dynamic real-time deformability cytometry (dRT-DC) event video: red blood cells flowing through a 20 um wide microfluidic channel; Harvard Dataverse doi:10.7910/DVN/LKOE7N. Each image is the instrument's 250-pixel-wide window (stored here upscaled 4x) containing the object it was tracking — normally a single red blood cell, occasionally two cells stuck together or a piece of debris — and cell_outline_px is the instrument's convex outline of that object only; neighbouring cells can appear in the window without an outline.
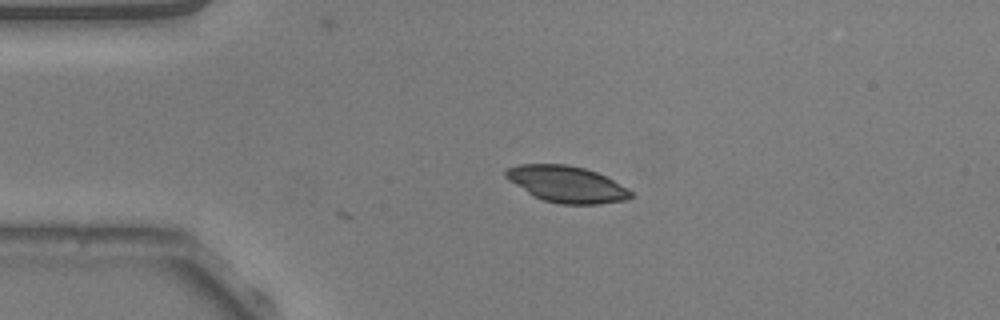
{"species": "common noctule bat (a hibernating species)", "species_latin": "Nyctalus noctula", "temperature_condition": "warm", "stored_images_in_passage": 12, "camera_frame_rate_fps": 3000, "um_per_image_px": 0.085, "animal": {"sex": "male", "body_mass_g": 20.5, "forearm_length_mm": 52.5}, "frame": {"image": 1, "passage_image": 12, "time_ms": 3.667, "image_size_px": [1000, 320], "cell_outline_px": [[632, 196], [624, 200], [596, 204], [560, 204], [544, 200], [528, 192], [508, 180], [504, 176], [504, 172], [508, 168], [520, 164], [568, 164], [584, 168], [596, 172], [628, 188], [632, 192]], "centroid_in_image_um": [48.16, 15.64], "position_along_channel_um": 36.8, "area_um2": 26.18}}